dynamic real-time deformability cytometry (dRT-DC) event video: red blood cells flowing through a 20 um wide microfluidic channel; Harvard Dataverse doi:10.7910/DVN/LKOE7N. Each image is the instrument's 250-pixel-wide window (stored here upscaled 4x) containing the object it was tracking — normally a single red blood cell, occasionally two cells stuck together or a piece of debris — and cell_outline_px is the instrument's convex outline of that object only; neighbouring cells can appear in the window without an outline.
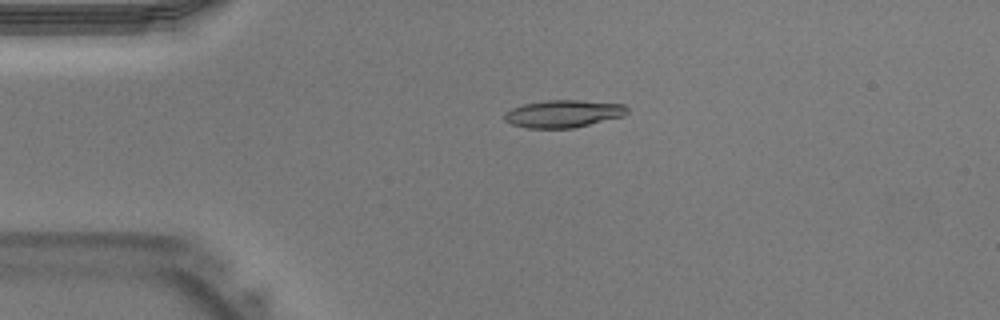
{"species": "Egyptian fruit bat (a non-hibernating species)", "species_latin": "Rousettus aegyptiacus", "temperature_condition": "warm", "stored_images_in_passage": 37, "camera_frame_rate_fps": 3000, "um_per_image_px": 0.085, "animal": {"sex": "male"}, "frame": {"image": 1, "passage_image": 5, "time_ms": 1.333, "image_size_px": [1000, 320], "cell_outline_px": [[628, 112], [624, 116], [572, 128], [528, 128], [512, 124], [504, 120], [504, 112], [512, 108], [524, 104], [544, 100], [580, 100], [624, 104], [628, 108]], "centroid_in_image_um": [47.88, 9.66], "position_along_channel_um": 37.1, "area_um2": 19.65}}
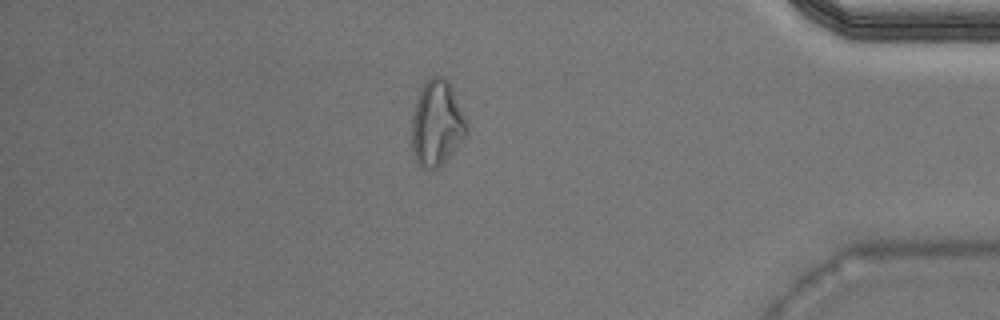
{"frame": {"image": 2, "passage_image": 31, "time_ms": 10.0, "image_size_px": [1000, 320], "cell_outline_px": [[468, 132], [448, 156], [436, 168], [428, 172], [420, 168], [412, 152], [412, 116], [416, 100], [420, 88], [432, 76], [444, 76], [448, 80], [468, 124]], "centroid_in_image_um": [37.1, 10.49], "position_along_channel_um": 398.1, "area_um2": 27.22}}
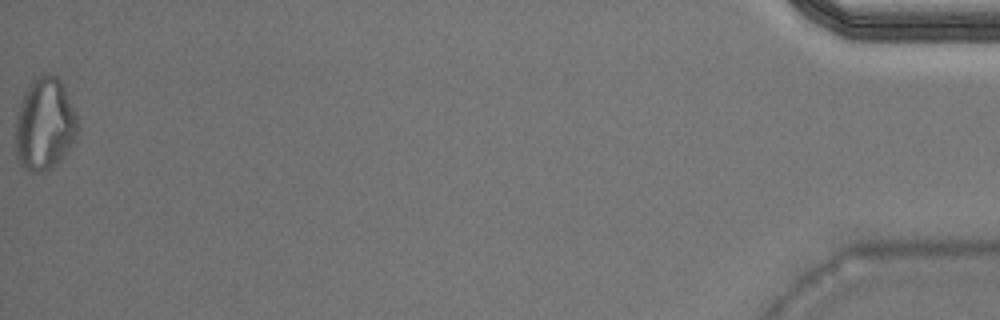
{"frame": {"image": 3, "passage_image": 37, "time_ms": 12.0, "image_size_px": [1000, 320], "cell_outline_px": [[76, 136], [56, 164], [52, 168], [44, 172], [32, 172], [24, 168], [20, 164], [16, 156], [16, 112], [24, 92], [28, 84], [32, 80], [40, 76], [56, 76], [60, 80], [76, 112]], "centroid_in_image_um": [3.75, 10.57], "position_along_channel_um": 431.4, "area_um2": 33.0}}